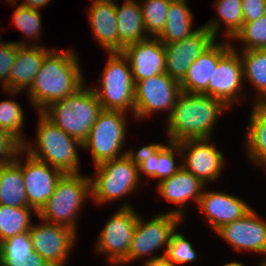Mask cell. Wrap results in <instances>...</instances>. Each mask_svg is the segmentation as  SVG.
Returning a JSON list of instances; mask_svg holds the SVG:
<instances>
[{
	"label": "cell",
	"mask_w": 266,
	"mask_h": 266,
	"mask_svg": "<svg viewBox=\"0 0 266 266\" xmlns=\"http://www.w3.org/2000/svg\"><path fill=\"white\" fill-rule=\"evenodd\" d=\"M75 51L72 48H53L46 54L30 89L24 92L37 113L76 93L86 84L81 59Z\"/></svg>",
	"instance_id": "cell-1"
},
{
	"label": "cell",
	"mask_w": 266,
	"mask_h": 266,
	"mask_svg": "<svg viewBox=\"0 0 266 266\" xmlns=\"http://www.w3.org/2000/svg\"><path fill=\"white\" fill-rule=\"evenodd\" d=\"M226 111H230V108L215 97L181 91L171 114L165 120V138L177 143L214 139L213 131Z\"/></svg>",
	"instance_id": "cell-2"
},
{
	"label": "cell",
	"mask_w": 266,
	"mask_h": 266,
	"mask_svg": "<svg viewBox=\"0 0 266 266\" xmlns=\"http://www.w3.org/2000/svg\"><path fill=\"white\" fill-rule=\"evenodd\" d=\"M94 175H91L92 202L98 206L117 201L119 208H133L126 201V197L135 194L141 185L145 186L139 177L138 162L131 151L124 156L101 162L94 166Z\"/></svg>",
	"instance_id": "cell-3"
},
{
	"label": "cell",
	"mask_w": 266,
	"mask_h": 266,
	"mask_svg": "<svg viewBox=\"0 0 266 266\" xmlns=\"http://www.w3.org/2000/svg\"><path fill=\"white\" fill-rule=\"evenodd\" d=\"M35 139L26 140L23 150L35 159L60 170L63 174L81 173L78 148L82 143L38 112Z\"/></svg>",
	"instance_id": "cell-4"
},
{
	"label": "cell",
	"mask_w": 266,
	"mask_h": 266,
	"mask_svg": "<svg viewBox=\"0 0 266 266\" xmlns=\"http://www.w3.org/2000/svg\"><path fill=\"white\" fill-rule=\"evenodd\" d=\"M89 199H92L90 176L63 174L52 196L37 214L38 220L69 227L78 234L80 213Z\"/></svg>",
	"instance_id": "cell-5"
},
{
	"label": "cell",
	"mask_w": 266,
	"mask_h": 266,
	"mask_svg": "<svg viewBox=\"0 0 266 266\" xmlns=\"http://www.w3.org/2000/svg\"><path fill=\"white\" fill-rule=\"evenodd\" d=\"M101 110L93 89L86 83L76 93L51 103L41 113L82 143L89 136Z\"/></svg>",
	"instance_id": "cell-6"
},
{
	"label": "cell",
	"mask_w": 266,
	"mask_h": 266,
	"mask_svg": "<svg viewBox=\"0 0 266 266\" xmlns=\"http://www.w3.org/2000/svg\"><path fill=\"white\" fill-rule=\"evenodd\" d=\"M97 85L90 86L102 109L129 113L134 118L135 83L128 59L122 53H107Z\"/></svg>",
	"instance_id": "cell-7"
},
{
	"label": "cell",
	"mask_w": 266,
	"mask_h": 266,
	"mask_svg": "<svg viewBox=\"0 0 266 266\" xmlns=\"http://www.w3.org/2000/svg\"><path fill=\"white\" fill-rule=\"evenodd\" d=\"M147 220L139 213L128 257L119 266L165 256L172 234L185 219L173 213L161 212ZM161 249V254H153Z\"/></svg>",
	"instance_id": "cell-8"
},
{
	"label": "cell",
	"mask_w": 266,
	"mask_h": 266,
	"mask_svg": "<svg viewBox=\"0 0 266 266\" xmlns=\"http://www.w3.org/2000/svg\"><path fill=\"white\" fill-rule=\"evenodd\" d=\"M128 113L102 109L89 136L82 142V150L90 152L93 165L124 156L132 151L123 149L127 141Z\"/></svg>",
	"instance_id": "cell-9"
},
{
	"label": "cell",
	"mask_w": 266,
	"mask_h": 266,
	"mask_svg": "<svg viewBox=\"0 0 266 266\" xmlns=\"http://www.w3.org/2000/svg\"><path fill=\"white\" fill-rule=\"evenodd\" d=\"M138 215L134 207L118 208L96 237L95 254H102L110 266H119L128 257Z\"/></svg>",
	"instance_id": "cell-10"
},
{
	"label": "cell",
	"mask_w": 266,
	"mask_h": 266,
	"mask_svg": "<svg viewBox=\"0 0 266 266\" xmlns=\"http://www.w3.org/2000/svg\"><path fill=\"white\" fill-rule=\"evenodd\" d=\"M180 92V82L166 72L135 82L134 120L143 121L145 118H151L156 112L166 111L163 119L165 121L171 114Z\"/></svg>",
	"instance_id": "cell-11"
},
{
	"label": "cell",
	"mask_w": 266,
	"mask_h": 266,
	"mask_svg": "<svg viewBox=\"0 0 266 266\" xmlns=\"http://www.w3.org/2000/svg\"><path fill=\"white\" fill-rule=\"evenodd\" d=\"M40 221L33 222L28 231L33 251L52 266H69L78 234L69 227Z\"/></svg>",
	"instance_id": "cell-12"
},
{
	"label": "cell",
	"mask_w": 266,
	"mask_h": 266,
	"mask_svg": "<svg viewBox=\"0 0 266 266\" xmlns=\"http://www.w3.org/2000/svg\"><path fill=\"white\" fill-rule=\"evenodd\" d=\"M243 65L238 50L231 47L218 61L208 88L202 93L222 101L228 108L243 105L244 91Z\"/></svg>",
	"instance_id": "cell-13"
},
{
	"label": "cell",
	"mask_w": 266,
	"mask_h": 266,
	"mask_svg": "<svg viewBox=\"0 0 266 266\" xmlns=\"http://www.w3.org/2000/svg\"><path fill=\"white\" fill-rule=\"evenodd\" d=\"M254 208L242 218L221 226L214 233L236 253H254L266 260V220ZM264 257V258H263Z\"/></svg>",
	"instance_id": "cell-14"
},
{
	"label": "cell",
	"mask_w": 266,
	"mask_h": 266,
	"mask_svg": "<svg viewBox=\"0 0 266 266\" xmlns=\"http://www.w3.org/2000/svg\"><path fill=\"white\" fill-rule=\"evenodd\" d=\"M213 138L179 142L182 167L199 178L206 186L219 181L225 170V157Z\"/></svg>",
	"instance_id": "cell-15"
},
{
	"label": "cell",
	"mask_w": 266,
	"mask_h": 266,
	"mask_svg": "<svg viewBox=\"0 0 266 266\" xmlns=\"http://www.w3.org/2000/svg\"><path fill=\"white\" fill-rule=\"evenodd\" d=\"M132 152L138 162L139 177L147 187L151 179H158V183L171 177L182 167V153L177 142L166 139L164 144L154 142L137 150L132 149ZM145 175L149 180L144 179Z\"/></svg>",
	"instance_id": "cell-16"
},
{
	"label": "cell",
	"mask_w": 266,
	"mask_h": 266,
	"mask_svg": "<svg viewBox=\"0 0 266 266\" xmlns=\"http://www.w3.org/2000/svg\"><path fill=\"white\" fill-rule=\"evenodd\" d=\"M21 169L28 207L38 214L52 196L57 181L63 173L30 156L23 149L21 150Z\"/></svg>",
	"instance_id": "cell-17"
},
{
	"label": "cell",
	"mask_w": 266,
	"mask_h": 266,
	"mask_svg": "<svg viewBox=\"0 0 266 266\" xmlns=\"http://www.w3.org/2000/svg\"><path fill=\"white\" fill-rule=\"evenodd\" d=\"M217 39L204 25L183 40L164 44L166 53V73L181 82L191 64Z\"/></svg>",
	"instance_id": "cell-18"
},
{
	"label": "cell",
	"mask_w": 266,
	"mask_h": 266,
	"mask_svg": "<svg viewBox=\"0 0 266 266\" xmlns=\"http://www.w3.org/2000/svg\"><path fill=\"white\" fill-rule=\"evenodd\" d=\"M207 188V186L204 188L196 208L200 215L204 214V222L213 232L225 224L242 218L253 208L237 195Z\"/></svg>",
	"instance_id": "cell-19"
},
{
	"label": "cell",
	"mask_w": 266,
	"mask_h": 266,
	"mask_svg": "<svg viewBox=\"0 0 266 266\" xmlns=\"http://www.w3.org/2000/svg\"><path fill=\"white\" fill-rule=\"evenodd\" d=\"M155 187L156 194L158 193L167 203L175 205L169 209V212L180 217L187 218L188 206L190 201L198 205L200 197L206 185L192 173L181 167L174 175L166 178L158 183Z\"/></svg>",
	"instance_id": "cell-20"
},
{
	"label": "cell",
	"mask_w": 266,
	"mask_h": 266,
	"mask_svg": "<svg viewBox=\"0 0 266 266\" xmlns=\"http://www.w3.org/2000/svg\"><path fill=\"white\" fill-rule=\"evenodd\" d=\"M122 54L130 63L134 83L166 72L165 46L158 38L127 45Z\"/></svg>",
	"instance_id": "cell-21"
},
{
	"label": "cell",
	"mask_w": 266,
	"mask_h": 266,
	"mask_svg": "<svg viewBox=\"0 0 266 266\" xmlns=\"http://www.w3.org/2000/svg\"><path fill=\"white\" fill-rule=\"evenodd\" d=\"M86 10L95 43L106 54L122 53L125 47L117 34L116 0H92Z\"/></svg>",
	"instance_id": "cell-22"
},
{
	"label": "cell",
	"mask_w": 266,
	"mask_h": 266,
	"mask_svg": "<svg viewBox=\"0 0 266 266\" xmlns=\"http://www.w3.org/2000/svg\"><path fill=\"white\" fill-rule=\"evenodd\" d=\"M52 48L45 45H18L16 59L11 66L9 74V91L10 97H15L22 91H28L37 75L46 54ZM12 95V96H11Z\"/></svg>",
	"instance_id": "cell-23"
},
{
	"label": "cell",
	"mask_w": 266,
	"mask_h": 266,
	"mask_svg": "<svg viewBox=\"0 0 266 266\" xmlns=\"http://www.w3.org/2000/svg\"><path fill=\"white\" fill-rule=\"evenodd\" d=\"M232 47L228 40H216L189 67L184 79L180 82L181 91L202 94L209 85L213 71L219 59Z\"/></svg>",
	"instance_id": "cell-24"
},
{
	"label": "cell",
	"mask_w": 266,
	"mask_h": 266,
	"mask_svg": "<svg viewBox=\"0 0 266 266\" xmlns=\"http://www.w3.org/2000/svg\"><path fill=\"white\" fill-rule=\"evenodd\" d=\"M243 139L244 154L254 167L266 165V108L253 103Z\"/></svg>",
	"instance_id": "cell-25"
},
{
	"label": "cell",
	"mask_w": 266,
	"mask_h": 266,
	"mask_svg": "<svg viewBox=\"0 0 266 266\" xmlns=\"http://www.w3.org/2000/svg\"><path fill=\"white\" fill-rule=\"evenodd\" d=\"M117 34L120 43L127 45L151 38L146 31L141 5L138 0L116 1Z\"/></svg>",
	"instance_id": "cell-26"
},
{
	"label": "cell",
	"mask_w": 266,
	"mask_h": 266,
	"mask_svg": "<svg viewBox=\"0 0 266 266\" xmlns=\"http://www.w3.org/2000/svg\"><path fill=\"white\" fill-rule=\"evenodd\" d=\"M213 6L216 15L204 26L212 32L216 39L222 34L226 40L231 41L244 23L242 0H215Z\"/></svg>",
	"instance_id": "cell-27"
},
{
	"label": "cell",
	"mask_w": 266,
	"mask_h": 266,
	"mask_svg": "<svg viewBox=\"0 0 266 266\" xmlns=\"http://www.w3.org/2000/svg\"><path fill=\"white\" fill-rule=\"evenodd\" d=\"M0 204L28 207L21 169V151L13 162L0 164Z\"/></svg>",
	"instance_id": "cell-28"
},
{
	"label": "cell",
	"mask_w": 266,
	"mask_h": 266,
	"mask_svg": "<svg viewBox=\"0 0 266 266\" xmlns=\"http://www.w3.org/2000/svg\"><path fill=\"white\" fill-rule=\"evenodd\" d=\"M194 18L187 0H173L168 9L164 30L157 38L167 44L189 37L198 30L193 27Z\"/></svg>",
	"instance_id": "cell-29"
},
{
	"label": "cell",
	"mask_w": 266,
	"mask_h": 266,
	"mask_svg": "<svg viewBox=\"0 0 266 266\" xmlns=\"http://www.w3.org/2000/svg\"><path fill=\"white\" fill-rule=\"evenodd\" d=\"M243 65L244 84L247 81L255 92L252 103H259L266 96V49L238 50Z\"/></svg>",
	"instance_id": "cell-30"
},
{
	"label": "cell",
	"mask_w": 266,
	"mask_h": 266,
	"mask_svg": "<svg viewBox=\"0 0 266 266\" xmlns=\"http://www.w3.org/2000/svg\"><path fill=\"white\" fill-rule=\"evenodd\" d=\"M37 213L30 207H12L0 204V244L7 239L27 233Z\"/></svg>",
	"instance_id": "cell-31"
},
{
	"label": "cell",
	"mask_w": 266,
	"mask_h": 266,
	"mask_svg": "<svg viewBox=\"0 0 266 266\" xmlns=\"http://www.w3.org/2000/svg\"><path fill=\"white\" fill-rule=\"evenodd\" d=\"M12 23L25 39L23 41H14L18 45H41L38 39L42 36V13L40 10L31 9L17 4L13 6ZM27 42H26V41ZM35 41L34 43L30 41ZM25 41V42H24ZM29 42V43H28ZM39 42V43H38ZM28 43V44H27ZM31 43V44H30ZM37 43V44H36Z\"/></svg>",
	"instance_id": "cell-32"
},
{
	"label": "cell",
	"mask_w": 266,
	"mask_h": 266,
	"mask_svg": "<svg viewBox=\"0 0 266 266\" xmlns=\"http://www.w3.org/2000/svg\"><path fill=\"white\" fill-rule=\"evenodd\" d=\"M33 252L28 232L15 235L0 244V266H23Z\"/></svg>",
	"instance_id": "cell-33"
},
{
	"label": "cell",
	"mask_w": 266,
	"mask_h": 266,
	"mask_svg": "<svg viewBox=\"0 0 266 266\" xmlns=\"http://www.w3.org/2000/svg\"><path fill=\"white\" fill-rule=\"evenodd\" d=\"M25 112L21 104L16 99H5L0 101V128L9 132L22 145L26 142L25 132Z\"/></svg>",
	"instance_id": "cell-34"
},
{
	"label": "cell",
	"mask_w": 266,
	"mask_h": 266,
	"mask_svg": "<svg viewBox=\"0 0 266 266\" xmlns=\"http://www.w3.org/2000/svg\"><path fill=\"white\" fill-rule=\"evenodd\" d=\"M147 34L157 38L164 30L167 21V13L173 0H138Z\"/></svg>",
	"instance_id": "cell-35"
},
{
	"label": "cell",
	"mask_w": 266,
	"mask_h": 266,
	"mask_svg": "<svg viewBox=\"0 0 266 266\" xmlns=\"http://www.w3.org/2000/svg\"><path fill=\"white\" fill-rule=\"evenodd\" d=\"M235 40L242 43L241 49L235 47ZM230 42L236 50L266 49V13L255 21L244 22Z\"/></svg>",
	"instance_id": "cell-36"
},
{
	"label": "cell",
	"mask_w": 266,
	"mask_h": 266,
	"mask_svg": "<svg viewBox=\"0 0 266 266\" xmlns=\"http://www.w3.org/2000/svg\"><path fill=\"white\" fill-rule=\"evenodd\" d=\"M178 228L172 234L170 244L168 245L165 257L172 266H185L196 261L197 252L190 240L178 232Z\"/></svg>",
	"instance_id": "cell-37"
},
{
	"label": "cell",
	"mask_w": 266,
	"mask_h": 266,
	"mask_svg": "<svg viewBox=\"0 0 266 266\" xmlns=\"http://www.w3.org/2000/svg\"><path fill=\"white\" fill-rule=\"evenodd\" d=\"M17 54V43L0 42V85L2 90L9 91V74Z\"/></svg>",
	"instance_id": "cell-38"
},
{
	"label": "cell",
	"mask_w": 266,
	"mask_h": 266,
	"mask_svg": "<svg viewBox=\"0 0 266 266\" xmlns=\"http://www.w3.org/2000/svg\"><path fill=\"white\" fill-rule=\"evenodd\" d=\"M23 145L9 132L0 128V164L13 162Z\"/></svg>",
	"instance_id": "cell-39"
},
{
	"label": "cell",
	"mask_w": 266,
	"mask_h": 266,
	"mask_svg": "<svg viewBox=\"0 0 266 266\" xmlns=\"http://www.w3.org/2000/svg\"><path fill=\"white\" fill-rule=\"evenodd\" d=\"M244 22H252L266 13V0H242Z\"/></svg>",
	"instance_id": "cell-40"
},
{
	"label": "cell",
	"mask_w": 266,
	"mask_h": 266,
	"mask_svg": "<svg viewBox=\"0 0 266 266\" xmlns=\"http://www.w3.org/2000/svg\"><path fill=\"white\" fill-rule=\"evenodd\" d=\"M23 266H52L46 260H44L39 254L33 252L27 261L23 263Z\"/></svg>",
	"instance_id": "cell-41"
},
{
	"label": "cell",
	"mask_w": 266,
	"mask_h": 266,
	"mask_svg": "<svg viewBox=\"0 0 266 266\" xmlns=\"http://www.w3.org/2000/svg\"><path fill=\"white\" fill-rule=\"evenodd\" d=\"M52 2L51 0H23L20 5L29 7L31 9L40 10L44 7H47L48 4Z\"/></svg>",
	"instance_id": "cell-42"
},
{
	"label": "cell",
	"mask_w": 266,
	"mask_h": 266,
	"mask_svg": "<svg viewBox=\"0 0 266 266\" xmlns=\"http://www.w3.org/2000/svg\"><path fill=\"white\" fill-rule=\"evenodd\" d=\"M142 266H172L166 259L165 256L155 259L143 260Z\"/></svg>",
	"instance_id": "cell-43"
},
{
	"label": "cell",
	"mask_w": 266,
	"mask_h": 266,
	"mask_svg": "<svg viewBox=\"0 0 266 266\" xmlns=\"http://www.w3.org/2000/svg\"><path fill=\"white\" fill-rule=\"evenodd\" d=\"M223 266H245L241 261H230L224 264Z\"/></svg>",
	"instance_id": "cell-44"
},
{
	"label": "cell",
	"mask_w": 266,
	"mask_h": 266,
	"mask_svg": "<svg viewBox=\"0 0 266 266\" xmlns=\"http://www.w3.org/2000/svg\"><path fill=\"white\" fill-rule=\"evenodd\" d=\"M3 2V0L1 1ZM7 2L8 4H10L12 7L19 4V0H4V3Z\"/></svg>",
	"instance_id": "cell-45"
},
{
	"label": "cell",
	"mask_w": 266,
	"mask_h": 266,
	"mask_svg": "<svg viewBox=\"0 0 266 266\" xmlns=\"http://www.w3.org/2000/svg\"><path fill=\"white\" fill-rule=\"evenodd\" d=\"M259 104L266 108V96L259 102Z\"/></svg>",
	"instance_id": "cell-46"
},
{
	"label": "cell",
	"mask_w": 266,
	"mask_h": 266,
	"mask_svg": "<svg viewBox=\"0 0 266 266\" xmlns=\"http://www.w3.org/2000/svg\"><path fill=\"white\" fill-rule=\"evenodd\" d=\"M261 262L258 263V266H266V260H260Z\"/></svg>",
	"instance_id": "cell-47"
},
{
	"label": "cell",
	"mask_w": 266,
	"mask_h": 266,
	"mask_svg": "<svg viewBox=\"0 0 266 266\" xmlns=\"http://www.w3.org/2000/svg\"><path fill=\"white\" fill-rule=\"evenodd\" d=\"M2 29V31L4 30V28L0 27ZM1 31V30H0ZM0 36H1V33H0ZM2 41L1 37H0V42Z\"/></svg>",
	"instance_id": "cell-48"
}]
</instances>
